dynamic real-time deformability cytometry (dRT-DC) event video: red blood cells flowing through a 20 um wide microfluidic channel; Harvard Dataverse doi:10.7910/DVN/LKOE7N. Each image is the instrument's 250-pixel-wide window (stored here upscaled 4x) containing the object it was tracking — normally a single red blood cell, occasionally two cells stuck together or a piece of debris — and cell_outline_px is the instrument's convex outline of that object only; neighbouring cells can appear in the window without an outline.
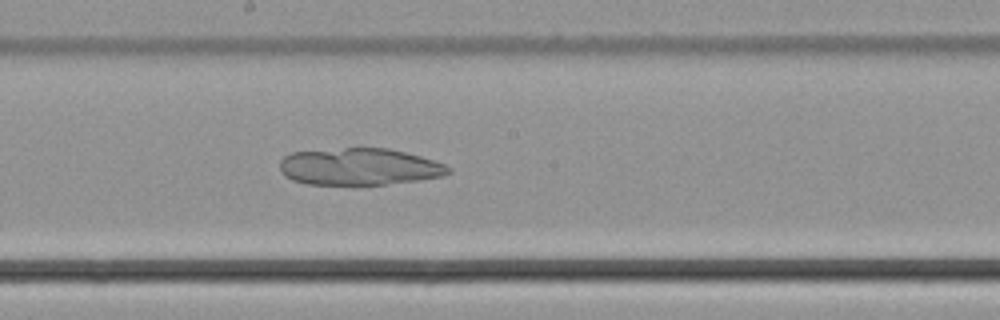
{"species": "common noctule bat (a hibernating species)", "species_latin": "Nyctalus noctula", "temperature_condition": "cold", "stored_images_in_passage": 50, "camera_frame_rate_fps": 3000, "um_per_image_px": 0.085, "animal": {"sex": "male", "body_mass_g": 21.5, "forearm_length_mm": 52.0}, "frame": {"image": 1, "passage_image": 27, "time_ms": 8.667, "image_size_px": [1000, 320], "cell_outline_px": [[452, 172], [444, 176], [420, 180], [384, 184], [308, 184], [292, 180], [284, 176], [280, 172], [280, 160], [284, 156], [292, 152], [344, 148], [388, 148], [420, 156], [444, 164], [452, 168]], "centroid_in_image_um": [30.54, 14.17], "position_along_channel_um": 217.7, "area_um2": 36.3}}